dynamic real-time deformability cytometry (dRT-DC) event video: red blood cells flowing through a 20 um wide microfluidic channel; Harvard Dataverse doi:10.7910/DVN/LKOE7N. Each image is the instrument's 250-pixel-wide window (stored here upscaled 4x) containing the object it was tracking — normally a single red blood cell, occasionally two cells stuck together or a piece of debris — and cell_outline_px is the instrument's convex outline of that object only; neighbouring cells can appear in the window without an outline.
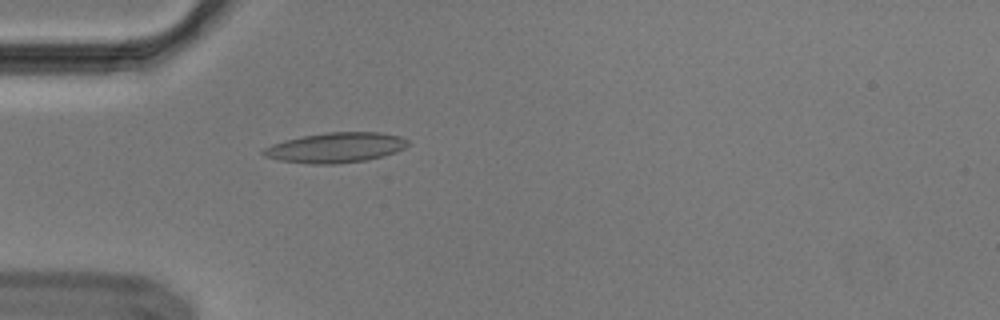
{"species": "Egyptian fruit bat (a non-hibernating species)", "species_latin": "Rousettus aegyptiacus", "temperature_condition": "cold", "stored_images_in_passage": 54, "camera_frame_rate_fps": 3000, "um_per_image_px": 0.085, "animal": {"sex": "male"}, "frame": {"image": 1, "passage_image": 16, "time_ms": 5.0, "image_size_px": [1000, 320], "cell_outline_px": [[408, 144], [404, 148], [396, 152], [384, 156], [368, 160], [336, 164], [308, 164], [280, 160], [264, 156], [260, 152], [264, 148], [272, 144], [284, 140], [304, 136], [328, 132], [380, 132], [400, 136], [408, 140]], "centroid_in_image_um": [28.54, 12.55], "position_along_channel_um": 56.5, "area_um2": 25.43}, "authors_computed_cell_mechanics": {"area_um2": 23.2356, "velocity_mm_per_s": 3.6805, "shape_relaxation_time_tau1_ms": null, "shape_relaxation_time_tau2_ms": 2.5727, "deformation_change_tau1": null, "deformation_change_tau2": 0.0682}}